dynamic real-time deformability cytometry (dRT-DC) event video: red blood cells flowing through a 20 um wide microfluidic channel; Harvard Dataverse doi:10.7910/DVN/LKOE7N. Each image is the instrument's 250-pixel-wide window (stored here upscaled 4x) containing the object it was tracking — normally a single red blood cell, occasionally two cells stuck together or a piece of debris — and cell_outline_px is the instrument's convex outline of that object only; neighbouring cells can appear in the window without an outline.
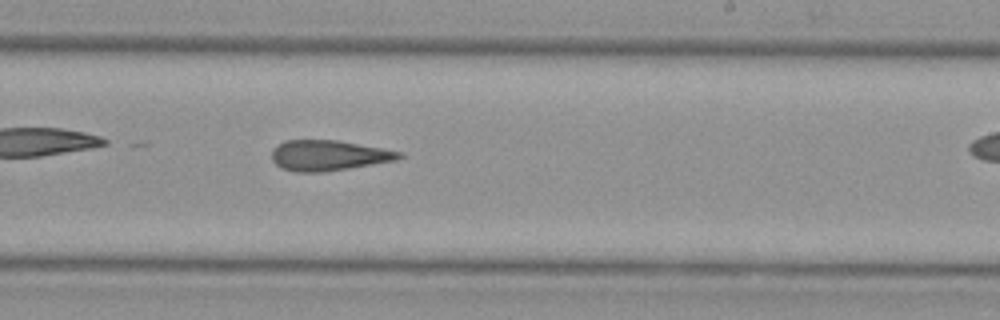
{"species": "Egyptian fruit bat (a non-hibernating species)", "species_latin": "Rousettus aegyptiacus", "temperature_condition": "cold", "stored_images_in_passage": 37, "camera_frame_rate_fps": 3000, "um_per_image_px": 0.085, "animal": {"sex": "female"}, "frame": {"image": 1, "passage_image": 27, "time_ms": 8.667, "image_size_px": [1000, 320], "cell_outline_px": [[404, 156], [396, 160], [324, 172], [296, 172], [280, 168], [272, 160], [272, 148], [284, 140], [336, 140], [404, 152]], "centroid_in_image_um": [27.9, 13.21], "position_along_channel_um": 261.1, "area_um2": 22.6}}